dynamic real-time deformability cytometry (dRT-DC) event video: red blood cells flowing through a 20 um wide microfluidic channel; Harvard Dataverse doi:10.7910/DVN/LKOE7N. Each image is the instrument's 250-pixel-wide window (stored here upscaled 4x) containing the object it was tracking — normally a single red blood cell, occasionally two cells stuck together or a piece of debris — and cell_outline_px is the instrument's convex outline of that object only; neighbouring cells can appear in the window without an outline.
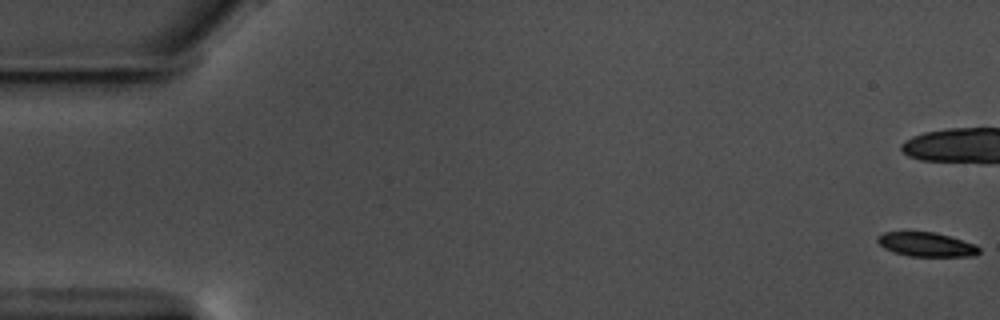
{"species": "common noctule bat (a hibernating species)", "species_latin": "Nyctalus noctula", "temperature_condition": "warm", "stored_images_in_passage": 18, "camera_frame_rate_fps": 3000, "um_per_image_px": 0.085, "animal": {"sex": "male", "body_mass_g": 17.5, "forearm_length_mm": 52.3}, "frame": {"image": 1, "passage_image": 1, "time_ms": 0.0, "image_size_px": [1000, 320], "cell_outline_px": [[980, 252], [976, 256], [908, 256], [892, 252], [884, 248], [876, 240], [876, 236], [884, 232], [932, 232], [948, 236], [976, 244], [980, 248]], "centroid_in_image_um": [78.73, 20.79], "position_along_channel_um": 6.3, "area_um2": 14.33}}